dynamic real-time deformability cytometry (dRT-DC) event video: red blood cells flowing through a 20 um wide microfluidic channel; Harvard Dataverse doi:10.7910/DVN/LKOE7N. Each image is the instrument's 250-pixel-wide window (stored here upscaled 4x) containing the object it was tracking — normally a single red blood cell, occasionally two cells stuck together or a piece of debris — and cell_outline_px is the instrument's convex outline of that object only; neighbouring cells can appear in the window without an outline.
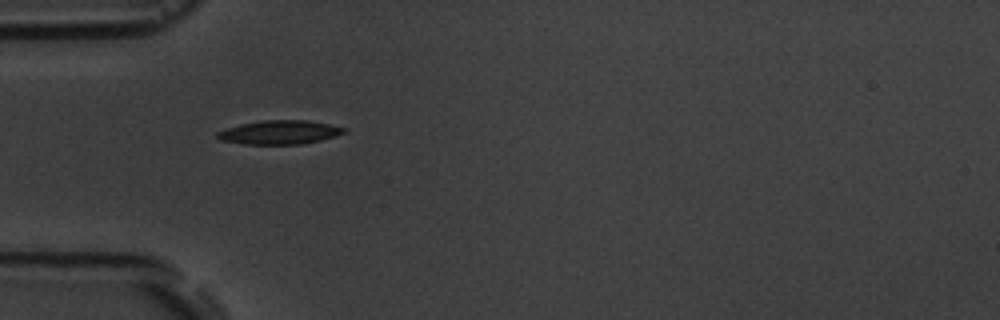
{"species": "common noctule bat (a hibernating species)", "species_latin": "Nyctalus noctula", "temperature_condition": "room temperature", "stored_images_in_passage": 5, "camera_frame_rate_fps": 3000, "um_per_image_px": 0.085, "animal": {"sex": "male", "body_mass_g": 19.5, "forearm_length_mm": 54.6}, "frame": {"image": 1, "passage_image": 5, "time_ms": 5.0, "image_size_px": [1000, 320], "cell_outline_px": [[348, 128], [344, 132], [336, 136], [320, 140], [300, 144], [244, 144], [220, 140], [216, 136], [216, 132], [240, 124], [264, 120], [308, 120]], "centroid_in_image_um": [23.76, 11.24], "position_along_channel_um": 61.2, "area_um2": 17.51}}